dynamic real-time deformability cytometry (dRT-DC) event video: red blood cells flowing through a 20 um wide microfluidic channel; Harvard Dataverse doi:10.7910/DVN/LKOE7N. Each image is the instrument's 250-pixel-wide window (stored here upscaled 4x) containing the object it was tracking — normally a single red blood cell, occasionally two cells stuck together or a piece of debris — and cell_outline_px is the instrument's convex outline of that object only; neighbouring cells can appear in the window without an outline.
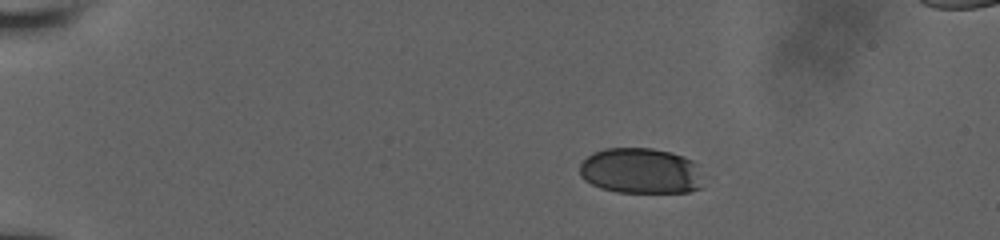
{"species": "human", "species_latin": "Homo sapiens", "temperature_condition": "room temperature", "stored_images_in_passage": 27, "camera_frame_rate_fps": 3000, "um_per_image_px": 0.085, "donor": {"sex": "male"}, "frame": {"image": 1, "passage_image": 1, "time_ms": 0.0, "image_size_px": [1000, 240], "cell_outline_px": [[704, 188], [688, 192], [616, 192], [600, 188], [584, 180], [580, 176], [580, 164], [592, 152], [604, 148], [652, 148], [672, 152], [684, 156], [692, 160], [696, 164]], "centroid_in_image_um": [54.46, 14.52], "position_along_channel_um": 30.5, "area_um2": 33.18}}
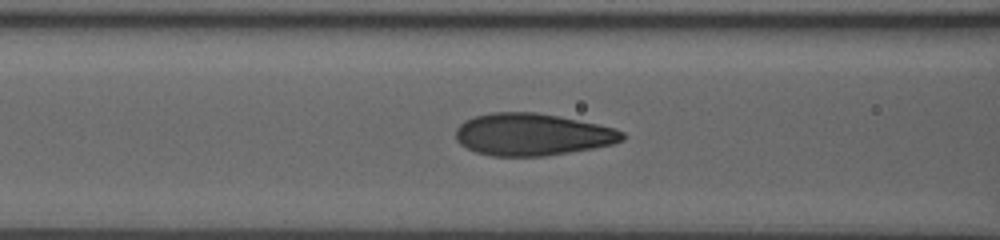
{"frame": {"image": 2, "passage_image": 19, "time_ms": 4.667, "image_size_px": [1000, 240], "cell_outline_px": [[624, 140], [612, 144], [592, 148], [544, 156], [492, 156], [476, 152], [460, 144], [456, 140], [456, 128], [464, 120], [476, 116], [492, 112], [536, 112], [560, 116], [616, 128], [624, 132]], "centroid_in_image_um": [45.24, 11.42], "position_along_channel_um": 121.4, "area_um2": 40.92}}
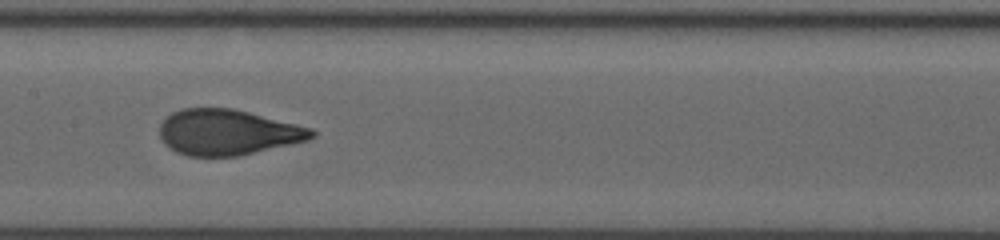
{"frame": {"image": 3, "passage_image": 26, "time_ms": 6.333, "image_size_px": [1000, 240], "cell_outline_px": [[316, 136], [308, 140], [292, 144], [236, 156], [188, 156], [176, 152], [168, 148], [164, 144], [160, 136], [160, 124], [172, 112], [184, 108], [232, 108], [312, 128], [316, 132]], "centroid_in_image_um": [19.34, 11.25], "position_along_channel_um": 188.1, "area_um2": 40.29}}